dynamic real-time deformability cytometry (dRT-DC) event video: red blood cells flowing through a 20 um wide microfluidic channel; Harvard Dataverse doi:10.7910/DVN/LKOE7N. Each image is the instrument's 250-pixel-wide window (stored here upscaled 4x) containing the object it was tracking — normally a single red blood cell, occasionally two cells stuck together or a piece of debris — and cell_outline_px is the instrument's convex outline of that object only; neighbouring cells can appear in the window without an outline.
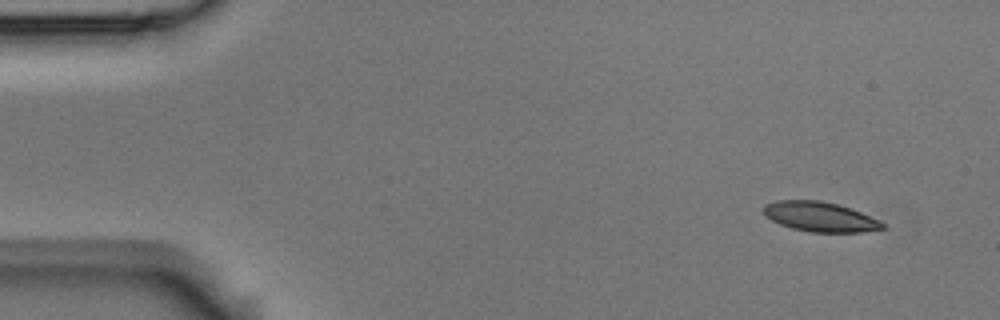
{"species": "Egyptian fruit bat (a non-hibernating species)", "species_latin": "Rousettus aegyptiacus", "temperature_condition": "room temperature", "stored_images_in_passage": 3, "camera_frame_rate_fps": 3000, "um_per_image_px": 0.085, "animal": {"sex": "male"}, "frame": {"image": 1, "passage_image": 1, "time_ms": 0.0, "image_size_px": [1000, 320], "cell_outline_px": [[884, 228], [864, 232], [812, 232], [792, 228], [780, 224], [764, 216], [764, 204], [776, 200], [820, 200], [836, 204], [860, 212], [880, 220], [884, 224]], "centroid_in_image_um": [69.68, 18.42], "position_along_channel_um": 15.3, "area_um2": 20.52}}